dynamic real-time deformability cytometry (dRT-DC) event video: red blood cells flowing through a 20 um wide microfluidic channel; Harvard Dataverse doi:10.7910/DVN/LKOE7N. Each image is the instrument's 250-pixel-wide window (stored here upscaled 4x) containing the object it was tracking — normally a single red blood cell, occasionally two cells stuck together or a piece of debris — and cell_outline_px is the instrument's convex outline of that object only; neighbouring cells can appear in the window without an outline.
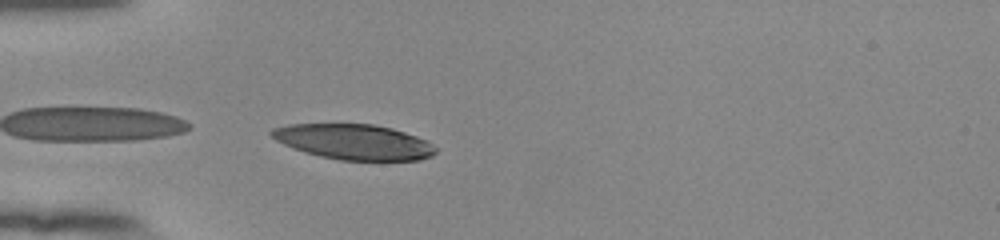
{"species": "human", "species_latin": "Homo sapiens", "temperature_condition": "room temperature", "stored_images_in_passage": 12, "camera_frame_rate_fps": 3000, "um_per_image_px": 0.085, "donor": {"sex": "female"}, "frame": {"image": 1, "passage_image": 12, "time_ms": 3.667, "image_size_px": [1000, 240], "cell_outline_px": [[436, 152], [432, 156], [420, 160], [340, 160], [320, 156], [304, 152], [292, 148], [276, 140], [268, 132], [272, 128], [288, 124], [372, 124], [392, 128], [428, 140], [436, 148]], "centroid_in_image_um": [30.08, 12.06], "position_along_channel_um": 54.9, "area_um2": 33.81}}